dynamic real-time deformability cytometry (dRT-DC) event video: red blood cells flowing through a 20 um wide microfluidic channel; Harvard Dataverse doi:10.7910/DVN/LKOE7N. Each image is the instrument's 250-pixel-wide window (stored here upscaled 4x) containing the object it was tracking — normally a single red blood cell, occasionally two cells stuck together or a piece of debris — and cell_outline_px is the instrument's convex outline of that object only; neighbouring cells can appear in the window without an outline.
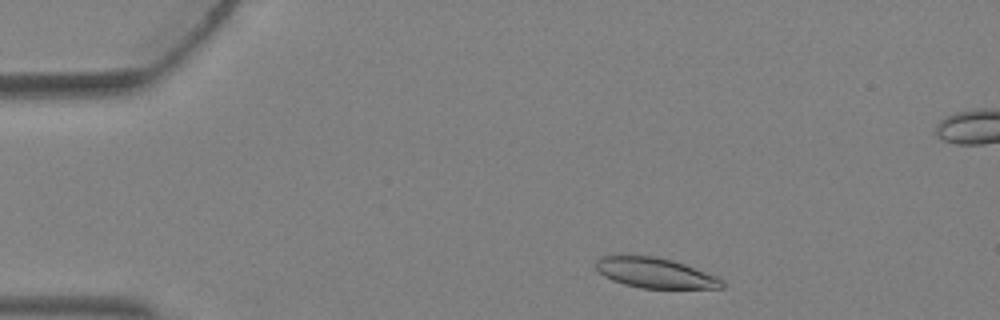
{"species": "Egyptian fruit bat (a non-hibernating species)", "species_latin": "Rousettus aegyptiacus", "temperature_condition": "warm", "stored_images_in_passage": 2, "camera_frame_rate_fps": 3000, "um_per_image_px": 0.085, "animal": {"sex": "female"}, "frame": {"image": 1, "passage_image": 1, "time_ms": 0.0, "image_size_px": [1000, 320], "cell_outline_px": [[724, 288], [640, 288], [624, 284], [612, 280], [604, 276], [596, 268], [596, 260], [600, 256], [652, 256], [672, 260], [684, 264], [716, 276], [724, 284]], "centroid_in_image_um": [55.66, 23.2], "position_along_channel_um": 29.3, "area_um2": 21.85}}